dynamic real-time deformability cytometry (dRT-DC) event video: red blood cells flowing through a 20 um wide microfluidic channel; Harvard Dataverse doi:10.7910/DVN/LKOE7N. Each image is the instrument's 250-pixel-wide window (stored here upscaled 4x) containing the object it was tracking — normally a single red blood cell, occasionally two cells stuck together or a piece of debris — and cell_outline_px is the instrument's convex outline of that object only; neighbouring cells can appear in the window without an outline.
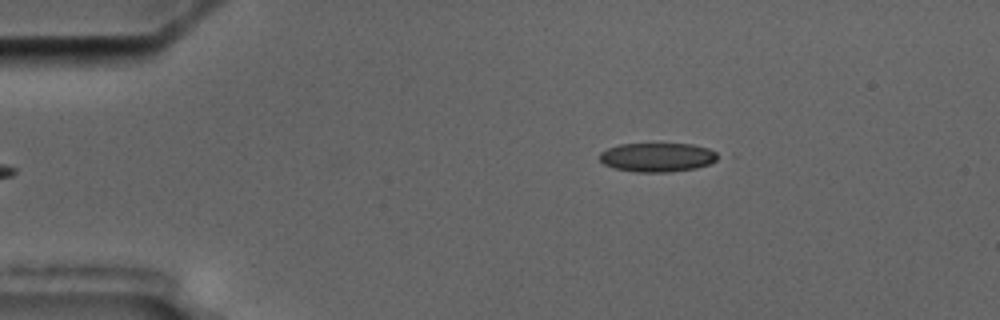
{"species": "common noctule bat (a hibernating species)", "species_latin": "Nyctalus noctula", "temperature_condition": "cold", "stored_images_in_passage": 6, "camera_frame_rate_fps": 3000, "um_per_image_px": 0.085, "animal": {"sex": "male", "body_mass_g": 17.5, "forearm_length_mm": 52.3}, "frame": {"image": 1, "passage_image": 6, "time_ms": 6.667, "image_size_px": [1000, 320], "cell_outline_px": [[724, 156], [708, 164], [696, 168], [668, 172], [636, 172], [616, 168], [604, 164], [600, 160], [600, 152], [608, 148], [620, 144], [692, 144], [708, 148]], "centroid_in_image_um": [55.92, 13.36], "position_along_channel_um": 29.1, "area_um2": 20.0}}